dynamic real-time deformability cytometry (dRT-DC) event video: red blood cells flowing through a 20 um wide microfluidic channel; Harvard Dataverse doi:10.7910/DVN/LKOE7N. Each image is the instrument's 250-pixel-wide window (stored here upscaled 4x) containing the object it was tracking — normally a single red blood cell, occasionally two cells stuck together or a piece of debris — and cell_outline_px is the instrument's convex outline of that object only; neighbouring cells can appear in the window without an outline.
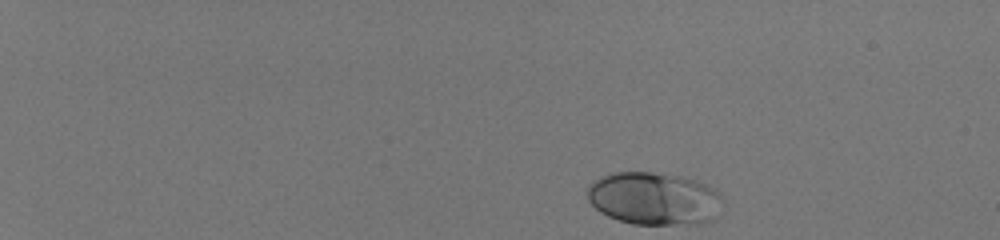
{"species": "human", "species_latin": "Homo sapiens", "temperature_condition": "room temperature", "stored_images_in_passage": 45, "camera_frame_rate_fps": 3000, "um_per_image_px": 0.085, "donor": {"sex": "male"}, "frame": {"image": 1, "passage_image": 1, "time_ms": 0.0, "image_size_px": [1000, 240], "cell_outline_px": [[720, 196], [708, 220], [672, 224], [632, 224], [608, 216], [600, 212], [588, 200], [588, 188], [596, 180], [604, 176], [616, 172], [652, 172], [684, 176], [696, 180], [716, 188]], "centroid_in_image_um": [55.5, 16.84], "position_along_channel_um": 29.5, "area_um2": 40.34}}
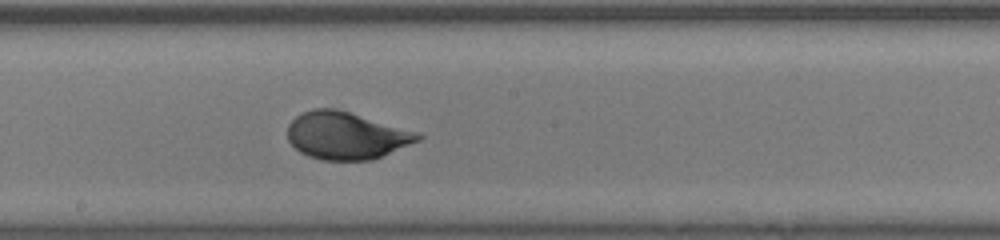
{"frame": {"image": 2, "passage_image": 26, "time_ms": 8.333, "image_size_px": [1000, 240], "cell_outline_px": [[424, 136], [420, 140], [372, 160], [324, 160], [308, 156], [300, 152], [288, 140], [288, 124], [296, 116], [304, 112], [316, 108], [336, 108], [420, 132]], "centroid_in_image_um": [29.45, 11.52], "position_along_channel_um": 218.8, "area_um2": 35.95}}
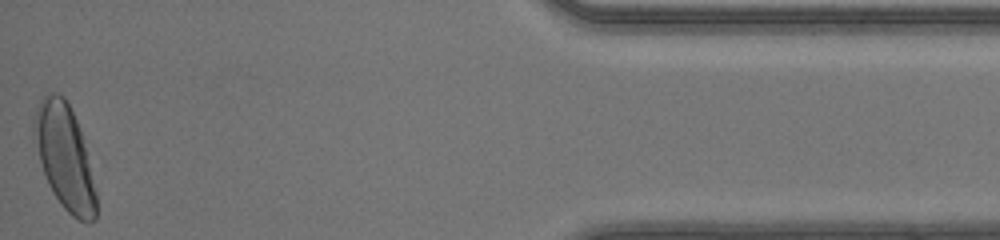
{"frame": {"image": 3, "passage_image": 45, "time_ms": 14.667, "image_size_px": [1000, 240], "cell_outline_px": [[96, 220], [88, 224], [72, 216], [60, 204], [52, 192], [48, 184], [40, 160], [32, 132], [32, 120], [36, 108], [40, 100], [48, 92], [56, 92], [64, 96], [76, 120], [80, 132], [96, 192]], "centroid_in_image_um": [5.46, 13.34], "position_along_channel_um": 429.7, "area_um2": 37.4}, "authors_computed_cell_mechanics": {"area_um2": 35.9516, "velocity_mm_per_s": 4.1357, "shape_relaxation_time_tau1_ms": 3.1819, "shape_relaxation_time_tau2_ms": null, "deformation_change_tau1": 0.1636, "deformation_change_tau2": null}}